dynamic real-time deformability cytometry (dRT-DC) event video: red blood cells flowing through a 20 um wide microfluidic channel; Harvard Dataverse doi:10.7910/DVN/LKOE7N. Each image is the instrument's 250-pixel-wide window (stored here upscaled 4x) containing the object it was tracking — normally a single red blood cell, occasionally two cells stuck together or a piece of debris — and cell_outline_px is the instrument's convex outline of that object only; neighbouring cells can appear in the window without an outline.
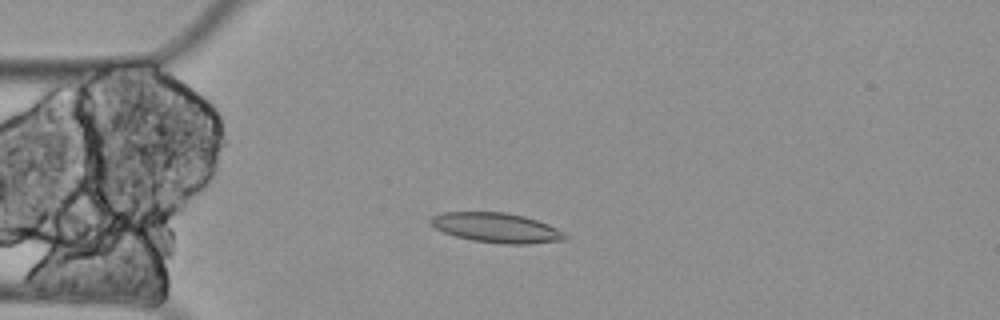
{"species": "Egyptian fruit bat (a non-hibernating species)", "species_latin": "Rousettus aegyptiacus", "temperature_condition": "cold", "stored_images_in_passage": 6, "camera_frame_rate_fps": 3000, "um_per_image_px": 0.085, "animal": {"sex": "female"}, "frame": {"image": 1, "passage_image": 4, "time_ms": 1.0, "image_size_px": [1000, 320], "cell_outline_px": [[568, 236], [564, 240], [528, 244], [500, 244], [472, 240], [456, 236], [432, 228], [428, 224], [428, 220], [432, 216], [444, 212], [504, 212], [524, 216], [548, 224], [564, 232]], "centroid_in_image_um": [42.15, 19.36], "position_along_channel_um": 42.8, "area_um2": 23.47}}
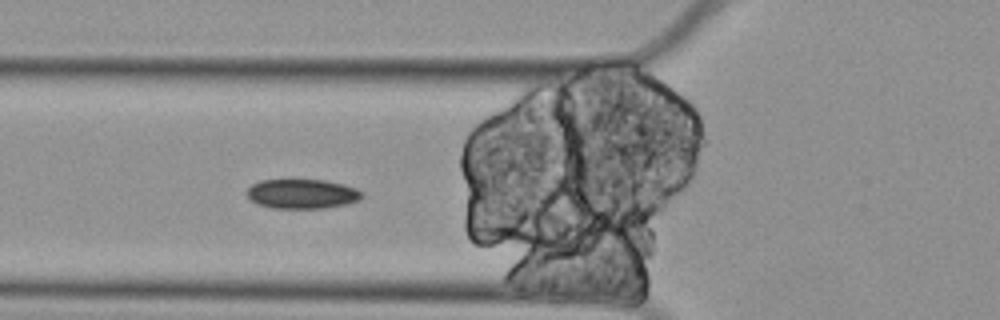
{"frame": {"image": 2, "passage_image": 6, "time_ms": 1.667, "image_size_px": [1000, 320], "cell_outline_px": [[364, 196], [360, 200], [348, 204], [324, 208], [272, 208], [260, 204], [252, 200], [244, 192], [252, 184], [260, 180], [324, 180], [344, 184], [356, 188]], "centroid_in_image_um": [25.69, 16.48], "position_along_channel_um": 100.1, "area_um2": 19.83}}